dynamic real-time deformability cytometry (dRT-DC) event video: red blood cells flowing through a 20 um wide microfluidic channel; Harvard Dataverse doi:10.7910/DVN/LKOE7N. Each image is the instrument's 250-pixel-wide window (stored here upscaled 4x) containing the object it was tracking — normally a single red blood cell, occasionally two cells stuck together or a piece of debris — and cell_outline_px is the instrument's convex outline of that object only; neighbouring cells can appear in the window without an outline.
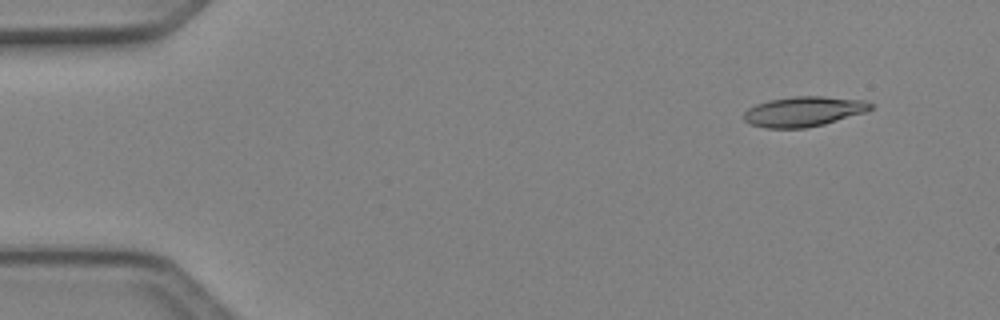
{"species": "Egyptian fruit bat (a non-hibernating species)", "species_latin": "Rousettus aegyptiacus", "temperature_condition": "cold", "stored_images_in_passage": 7, "camera_frame_rate_fps": 3000, "um_per_image_px": 0.085, "animal": {"sex": "female"}, "frame": {"image": 1, "passage_image": 2, "time_ms": 0.333, "image_size_px": [1000, 320], "cell_outline_px": [[872, 108], [864, 112], [824, 124], [804, 128], [764, 128], [748, 124], [744, 120], [744, 112], [748, 108], [756, 104], [768, 100], [792, 96], [824, 96], [864, 100], [872, 104]], "centroid_in_image_um": [68.26, 9.47], "position_along_channel_um": 16.7, "area_um2": 22.2}}
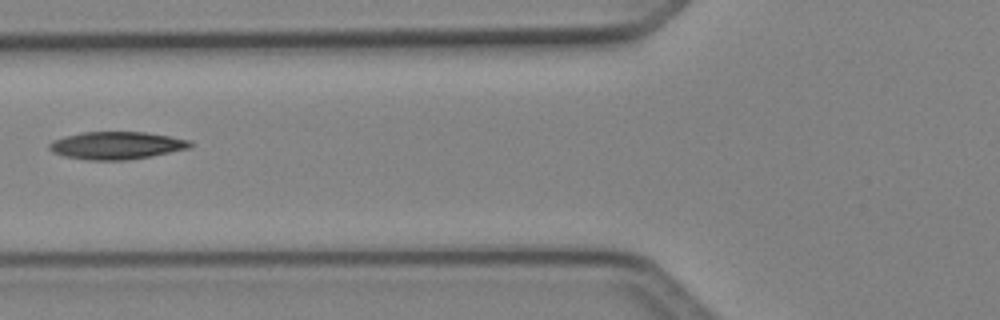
{"frame": {"image": 2, "passage_image": 6, "time_ms": 1.667, "image_size_px": [1000, 320], "cell_outline_px": [[196, 144], [188, 148], [152, 156], [124, 160], [88, 160], [64, 156], [52, 152], [48, 148], [48, 144], [52, 140], [64, 136], [84, 132], [144, 132], [192, 140]], "centroid_in_image_um": [9.9, 12.36], "position_along_channel_um": 115.9, "area_um2": 22.72}}
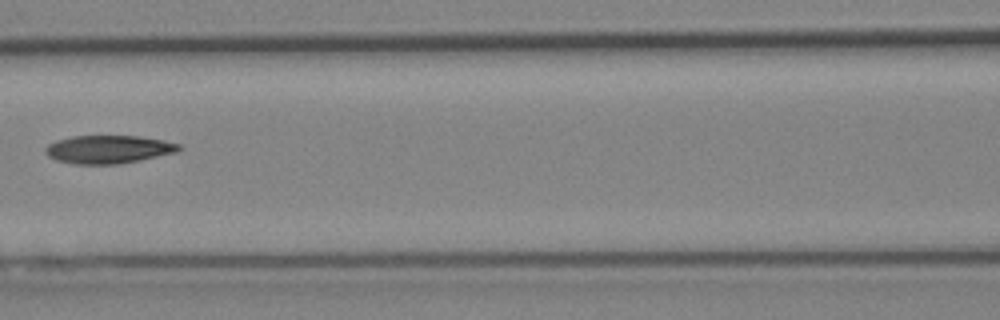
{"frame": {"image": 3, "passage_image": 7, "time_ms": 2.0, "image_size_px": [1000, 320], "cell_outline_px": [[184, 148], [176, 152], [140, 160], [116, 164], [72, 164], [56, 160], [48, 156], [44, 152], [44, 148], [48, 144], [56, 140], [72, 136], [140, 136], [164, 140], [180, 144]], "centroid_in_image_um": [9.2, 12.69], "position_along_channel_um": 157.4, "area_um2": 22.02}}